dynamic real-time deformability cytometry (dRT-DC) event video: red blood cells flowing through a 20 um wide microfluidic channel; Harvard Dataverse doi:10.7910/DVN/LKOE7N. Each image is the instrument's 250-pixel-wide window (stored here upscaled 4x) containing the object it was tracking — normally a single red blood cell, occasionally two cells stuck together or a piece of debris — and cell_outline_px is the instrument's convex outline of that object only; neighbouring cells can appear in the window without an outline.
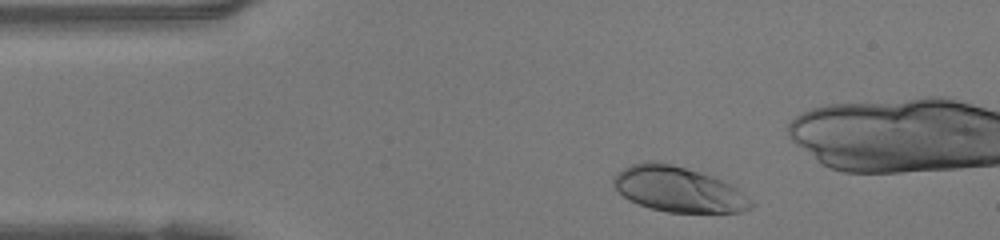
{"species": "human", "species_latin": "Homo sapiens", "temperature_condition": "warm", "stored_images_in_passage": 33, "camera_frame_rate_fps": 3000, "um_per_image_px": 0.085, "donor": {"sex": "female"}, "frame": {"image": 1, "passage_image": 2, "time_ms": 0.333, "image_size_px": [1000, 240], "cell_outline_px": [[756, 204], [752, 208], [740, 212], [668, 212], [652, 208], [628, 200], [612, 184], [612, 176], [616, 172], [632, 164], [644, 160], [656, 160], [672, 164], [712, 176], [736, 188], [752, 200]], "centroid_in_image_um": [57.63, 16.08], "position_along_channel_um": 27.4, "area_um2": 36.24}}
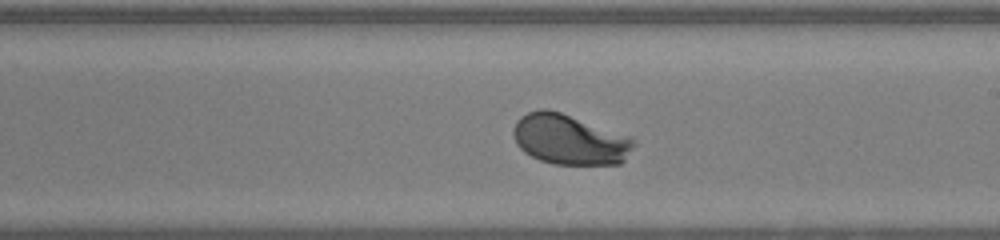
{"frame": {"image": 2, "passage_image": 21, "time_ms": 6.667, "image_size_px": [1000, 240], "cell_outline_px": [[636, 144], [624, 160], [620, 164], [552, 164], [540, 160], [524, 152], [516, 144], [512, 132], [512, 128], [516, 120], [520, 116], [528, 112], [540, 108], [548, 108], [632, 136], [636, 140]], "centroid_in_image_um": [48.41, 11.84], "position_along_channel_um": 240.6, "area_um2": 35.66}}
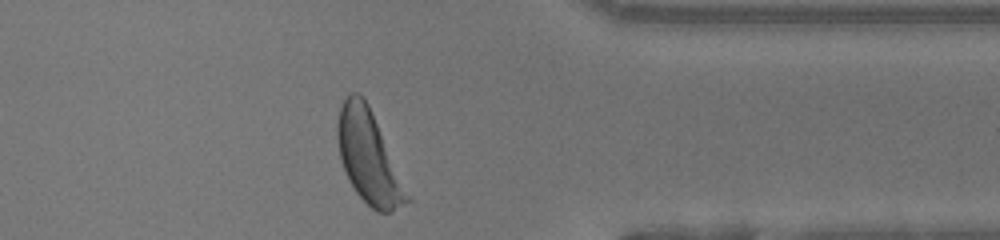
{"frame": {"image": 3, "passage_image": 32, "time_ms": 10.333, "image_size_px": [1000, 240], "cell_outline_px": [[412, 200], [392, 212], [376, 212], [356, 192], [348, 180], [344, 172], [340, 160], [336, 140], [336, 124], [340, 108], [344, 100], [352, 92], [360, 92], [364, 96], [372, 112], [412, 196]], "centroid_in_image_um": [31.35, 13.37], "position_along_channel_um": 380.1, "area_um2": 37.97}, "authors_computed_cell_mechanics": {"area_um2": 34.969, "velocity_mm_per_s": 4.17, "shape_relaxation_time_tau1_ms": 1.7293, "shape_relaxation_time_tau2_ms": null, "deformation_change_tau1": 0.1513, "deformation_change_tau2": null}}